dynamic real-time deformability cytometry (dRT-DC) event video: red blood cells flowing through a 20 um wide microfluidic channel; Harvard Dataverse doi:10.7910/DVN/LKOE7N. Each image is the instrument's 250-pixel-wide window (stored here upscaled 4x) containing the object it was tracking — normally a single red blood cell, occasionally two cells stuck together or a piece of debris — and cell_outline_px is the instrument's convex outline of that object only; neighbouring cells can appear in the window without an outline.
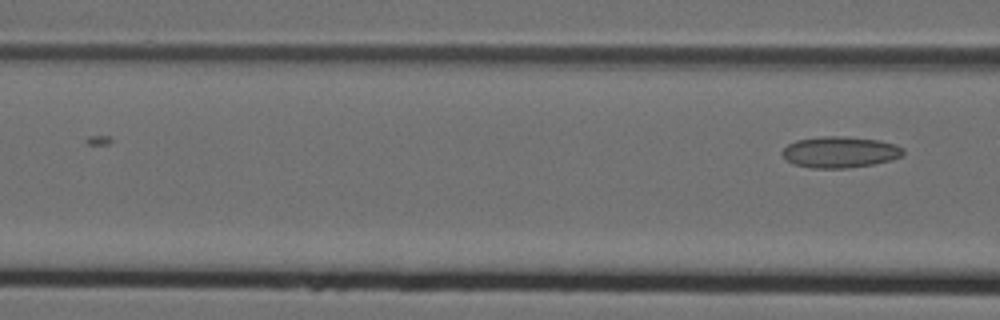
{"species": "Egyptian fruit bat (a non-hibernating species)", "species_latin": "Rousettus aegyptiacus", "temperature_condition": "cold", "stored_images_in_passage": 3, "camera_frame_rate_fps": 3000, "um_per_image_px": 0.085, "animal": {"sex": "female"}, "frame": {"image": 1, "passage_image": 3, "time_ms": 0.667, "image_size_px": [1000, 320], "cell_outline_px": [[904, 156], [892, 160], [872, 164], [848, 168], [812, 168], [792, 164], [780, 152], [788, 144], [796, 140], [820, 136], [844, 136], [880, 140], [904, 148]], "centroid_in_image_um": [71.4, 12.92], "position_along_channel_um": 95.2, "area_um2": 22.14}}